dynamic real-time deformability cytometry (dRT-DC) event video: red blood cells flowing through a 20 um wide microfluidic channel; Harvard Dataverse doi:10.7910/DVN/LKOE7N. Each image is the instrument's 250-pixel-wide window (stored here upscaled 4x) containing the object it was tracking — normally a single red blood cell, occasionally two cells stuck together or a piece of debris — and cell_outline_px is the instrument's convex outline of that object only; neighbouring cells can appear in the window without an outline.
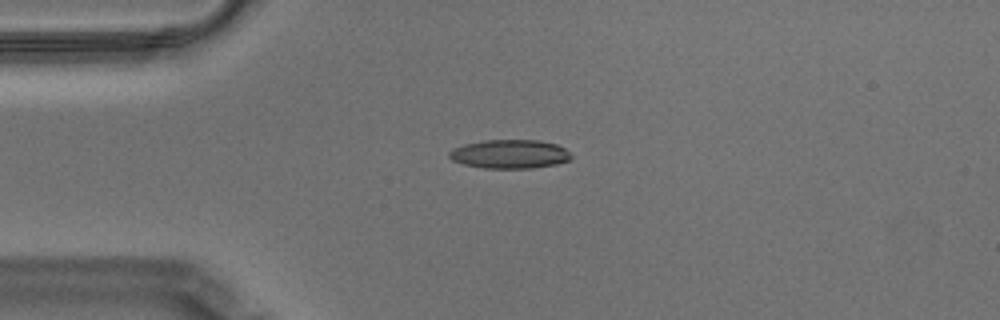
{"species": "Egyptian fruit bat (a non-hibernating species)", "species_latin": "Rousettus aegyptiacus", "temperature_condition": "warm", "stored_images_in_passage": 44, "camera_frame_rate_fps": 3000, "um_per_image_px": 0.085, "animal": {"sex": "male"}, "frame": {"image": 1, "passage_image": 1, "time_ms": 0.0, "image_size_px": [1000, 320], "cell_outline_px": [[572, 156], [568, 160], [556, 164], [532, 168], [484, 168], [464, 164], [452, 160], [448, 156], [448, 152], [452, 148], [464, 144], [484, 140], [540, 140], [556, 144], [564, 148]], "centroid_in_image_um": [43.3, 13.09], "position_along_channel_um": 41.7, "area_um2": 20.46}}
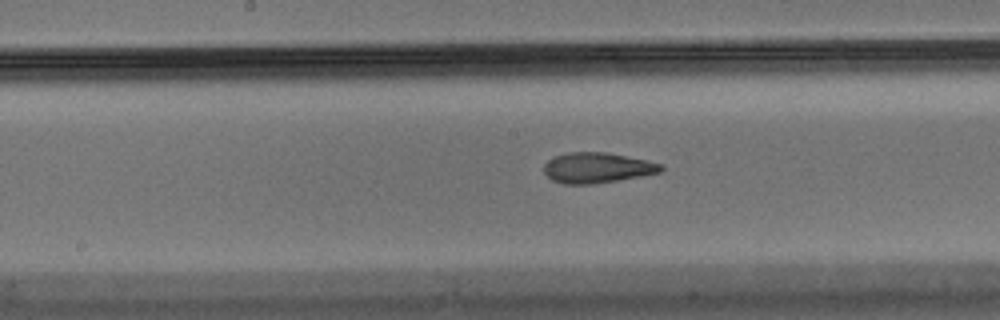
{"frame": {"image": 2, "passage_image": 16, "time_ms": 5.0, "image_size_px": [1000, 320], "cell_outline_px": [[664, 168], [660, 172], [640, 176], [592, 184], [564, 184], [552, 180], [544, 172], [544, 164], [548, 160], [556, 156], [568, 152], [604, 152], [644, 160], [660, 164]], "centroid_in_image_um": [50.71, 14.26], "position_along_channel_um": 197.5, "area_um2": 20.35}}
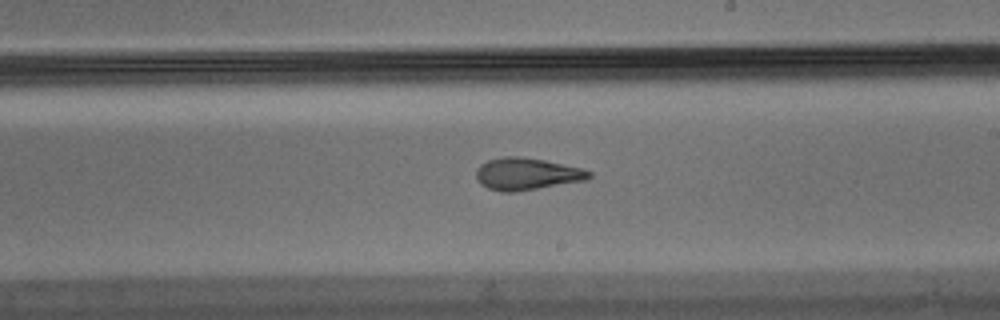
{"frame": {"image": 3, "passage_image": 20, "time_ms": 6.333, "image_size_px": [1000, 320], "cell_outline_px": [[592, 176], [588, 180], [516, 192], [500, 192], [488, 188], [480, 184], [476, 176], [476, 168], [480, 164], [488, 160], [504, 156], [520, 156], [544, 160], [580, 168], [592, 172]], "centroid_in_image_um": [44.76, 14.79], "position_along_channel_um": 244.2, "area_um2": 21.27}, "authors_computed_cell_mechanics": {"area_um2": 21.2126, "velocity_mm_per_s": 3.5184, "shape_relaxation_time_tau1_ms": null, "shape_relaxation_time_tau2_ms": 2.0545, "deformation_change_tau1": null, "deformation_change_tau2": 0.1032}}